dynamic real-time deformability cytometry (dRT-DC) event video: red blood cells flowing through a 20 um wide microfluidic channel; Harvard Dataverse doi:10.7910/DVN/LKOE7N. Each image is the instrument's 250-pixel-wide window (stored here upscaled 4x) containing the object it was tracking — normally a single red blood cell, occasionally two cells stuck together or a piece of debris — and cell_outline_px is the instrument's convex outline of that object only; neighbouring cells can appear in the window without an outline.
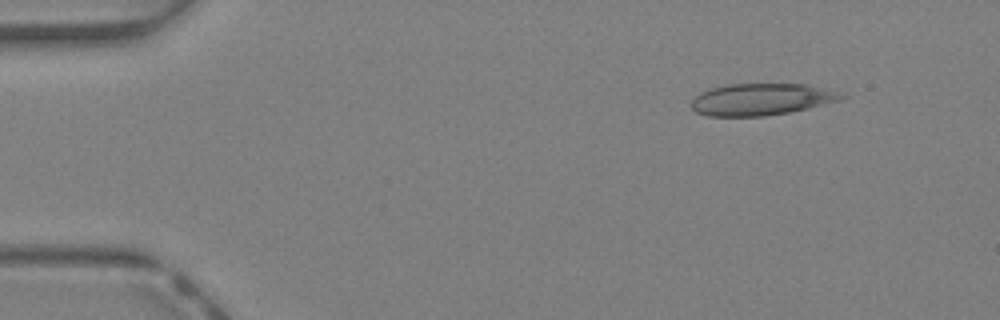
{"species": "Egyptian fruit bat (a non-hibernating species)", "species_latin": "Rousettus aegyptiacus", "temperature_condition": "warm", "stored_images_in_passage": 39, "camera_frame_rate_fps": 3000, "um_per_image_px": 0.085, "animal": {"sex": "female"}, "frame": {"image": 1, "passage_image": 1, "time_ms": 0.0, "image_size_px": [1000, 320], "cell_outline_px": [[848, 96], [840, 100], [808, 108], [788, 112], [764, 116], [708, 116], [696, 112], [692, 108], [692, 100], [700, 92], [712, 88], [728, 84], [808, 84], [824, 88]], "centroid_in_image_um": [64.7, 8.44], "position_along_channel_um": 20.3, "area_um2": 27.63}}
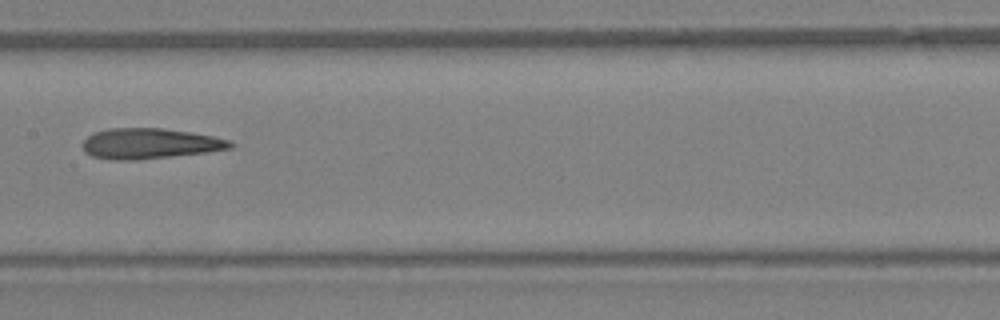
{"frame": {"image": 2, "passage_image": 18, "time_ms": 5.667, "image_size_px": [1000, 320], "cell_outline_px": [[236, 144], [232, 148], [208, 152], [136, 160], [112, 160], [92, 156], [84, 152], [80, 144], [92, 132], [108, 128], [164, 128], [212, 136], [228, 140]], "centroid_in_image_um": [12.68, 12.2], "position_along_channel_um": 194.7, "area_um2": 26.41}}
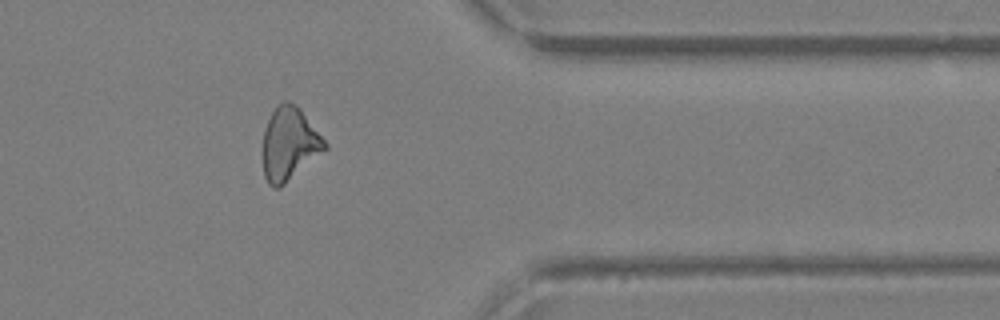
{"frame": {"image": 3, "passage_image": 31, "time_ms": 10.0, "image_size_px": [1000, 320], "cell_outline_px": [[328, 148], [280, 188], [272, 188], [268, 184], [264, 176], [264, 128], [272, 112], [284, 100], [288, 100], [296, 104], [300, 108], [328, 144]], "centroid_in_image_um": [24.61, 12.24], "position_along_channel_um": 386.8, "area_um2": 26.24}, "authors_computed_cell_mechanics": {"area_um2": 27.0504, "velocity_mm_per_s": 4.763, "shape_relaxation_time_tau1_ms": null, "shape_relaxation_time_tau2_ms": 4.2805, "deformation_change_tau1": null, "deformation_change_tau2": 0.164}}